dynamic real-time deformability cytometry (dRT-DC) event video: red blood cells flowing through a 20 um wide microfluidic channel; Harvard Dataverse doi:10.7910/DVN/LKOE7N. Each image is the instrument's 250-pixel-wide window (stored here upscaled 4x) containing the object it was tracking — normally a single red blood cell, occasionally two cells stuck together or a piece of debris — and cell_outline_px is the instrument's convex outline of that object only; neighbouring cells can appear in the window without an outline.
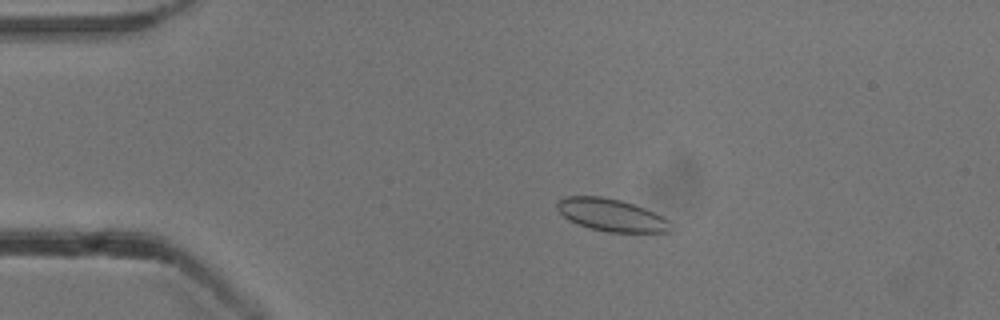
{"species": "common noctule bat (a hibernating species)", "species_latin": "Nyctalus noctula", "temperature_condition": "cold", "stored_images_in_passage": 21, "camera_frame_rate_fps": 3000, "um_per_image_px": 0.085, "animal": {"sex": "male", "body_mass_g": 13.3}, "frame": {"image": 1, "passage_image": 12, "time_ms": 3.667, "image_size_px": [1000, 320], "cell_outline_px": [[672, 232], [608, 232], [592, 228], [568, 220], [556, 208], [556, 204], [564, 196], [600, 196], [620, 200], [644, 208], [668, 220], [672, 224]], "centroid_in_image_um": [51.97, 18.28], "position_along_channel_um": 33.0, "area_um2": 21.21}}
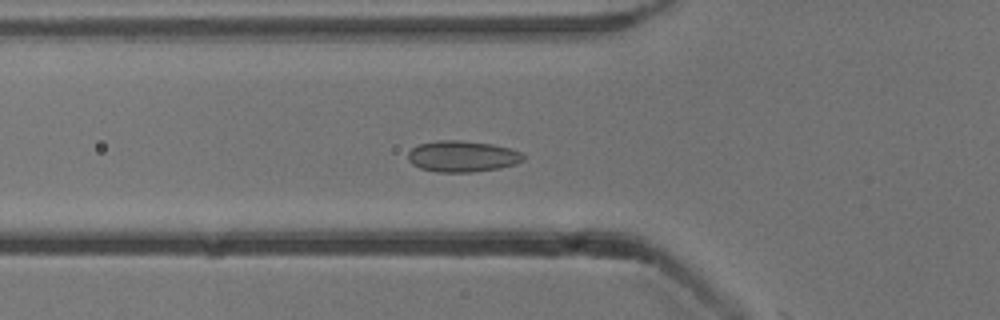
{"frame": {"image": 2, "passage_image": 20, "time_ms": 6.333, "image_size_px": [1000, 320], "cell_outline_px": [[524, 160], [516, 164], [500, 168], [472, 172], [436, 172], [420, 168], [412, 164], [408, 160], [408, 152], [412, 148], [420, 144], [440, 140], [460, 140], [492, 144], [508, 148], [520, 152], [524, 156]], "centroid_in_image_um": [39.29, 13.29], "position_along_channel_um": 86.5, "area_um2": 20.92}}